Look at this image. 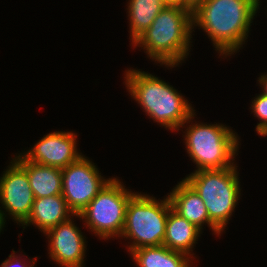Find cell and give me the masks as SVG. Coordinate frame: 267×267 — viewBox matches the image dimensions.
I'll list each match as a JSON object with an SVG mask.
<instances>
[{
	"label": "cell",
	"instance_id": "obj_3",
	"mask_svg": "<svg viewBox=\"0 0 267 267\" xmlns=\"http://www.w3.org/2000/svg\"><path fill=\"white\" fill-rule=\"evenodd\" d=\"M126 72L125 84L130 95L155 122L178 131L195 116V110L188 104V100L165 81L144 71L130 69Z\"/></svg>",
	"mask_w": 267,
	"mask_h": 267
},
{
	"label": "cell",
	"instance_id": "obj_17",
	"mask_svg": "<svg viewBox=\"0 0 267 267\" xmlns=\"http://www.w3.org/2000/svg\"><path fill=\"white\" fill-rule=\"evenodd\" d=\"M130 252L139 267H159L160 256H163V244L137 248Z\"/></svg>",
	"mask_w": 267,
	"mask_h": 267
},
{
	"label": "cell",
	"instance_id": "obj_1",
	"mask_svg": "<svg viewBox=\"0 0 267 267\" xmlns=\"http://www.w3.org/2000/svg\"><path fill=\"white\" fill-rule=\"evenodd\" d=\"M259 3V0H205L192 12V23L205 30L221 55L234 54L247 39Z\"/></svg>",
	"mask_w": 267,
	"mask_h": 267
},
{
	"label": "cell",
	"instance_id": "obj_14",
	"mask_svg": "<svg viewBox=\"0 0 267 267\" xmlns=\"http://www.w3.org/2000/svg\"><path fill=\"white\" fill-rule=\"evenodd\" d=\"M27 172L35 198L62 194V170L39 165L19 155L14 158Z\"/></svg>",
	"mask_w": 267,
	"mask_h": 267
},
{
	"label": "cell",
	"instance_id": "obj_7",
	"mask_svg": "<svg viewBox=\"0 0 267 267\" xmlns=\"http://www.w3.org/2000/svg\"><path fill=\"white\" fill-rule=\"evenodd\" d=\"M127 191L116 178L111 180L93 200L74 216L85 219L88 229L103 239L121 236L125 224L126 208L135 194Z\"/></svg>",
	"mask_w": 267,
	"mask_h": 267
},
{
	"label": "cell",
	"instance_id": "obj_24",
	"mask_svg": "<svg viewBox=\"0 0 267 267\" xmlns=\"http://www.w3.org/2000/svg\"><path fill=\"white\" fill-rule=\"evenodd\" d=\"M4 220H5L4 213L0 210V231L4 227L3 225H5Z\"/></svg>",
	"mask_w": 267,
	"mask_h": 267
},
{
	"label": "cell",
	"instance_id": "obj_19",
	"mask_svg": "<svg viewBox=\"0 0 267 267\" xmlns=\"http://www.w3.org/2000/svg\"><path fill=\"white\" fill-rule=\"evenodd\" d=\"M189 259L187 254L170 250L163 245V256H160L159 267H190Z\"/></svg>",
	"mask_w": 267,
	"mask_h": 267
},
{
	"label": "cell",
	"instance_id": "obj_20",
	"mask_svg": "<svg viewBox=\"0 0 267 267\" xmlns=\"http://www.w3.org/2000/svg\"><path fill=\"white\" fill-rule=\"evenodd\" d=\"M13 258V259H12ZM18 257H15V254L13 255V253L11 255H9V259H6L2 264L1 267H34L33 265H35L36 259L31 260L32 261V265H25L24 263H21L20 259H16Z\"/></svg>",
	"mask_w": 267,
	"mask_h": 267
},
{
	"label": "cell",
	"instance_id": "obj_22",
	"mask_svg": "<svg viewBox=\"0 0 267 267\" xmlns=\"http://www.w3.org/2000/svg\"><path fill=\"white\" fill-rule=\"evenodd\" d=\"M259 83L262 86L263 89V94L267 96V74L266 75H261V77H259Z\"/></svg>",
	"mask_w": 267,
	"mask_h": 267
},
{
	"label": "cell",
	"instance_id": "obj_11",
	"mask_svg": "<svg viewBox=\"0 0 267 267\" xmlns=\"http://www.w3.org/2000/svg\"><path fill=\"white\" fill-rule=\"evenodd\" d=\"M81 233L70 218L48 230L51 258L63 267H82L86 245Z\"/></svg>",
	"mask_w": 267,
	"mask_h": 267
},
{
	"label": "cell",
	"instance_id": "obj_9",
	"mask_svg": "<svg viewBox=\"0 0 267 267\" xmlns=\"http://www.w3.org/2000/svg\"><path fill=\"white\" fill-rule=\"evenodd\" d=\"M26 170L15 160L0 178V202L14 220L23 224L29 217L34 203Z\"/></svg>",
	"mask_w": 267,
	"mask_h": 267
},
{
	"label": "cell",
	"instance_id": "obj_16",
	"mask_svg": "<svg viewBox=\"0 0 267 267\" xmlns=\"http://www.w3.org/2000/svg\"><path fill=\"white\" fill-rule=\"evenodd\" d=\"M128 5L132 42L151 26L156 16L167 6L163 0H129Z\"/></svg>",
	"mask_w": 267,
	"mask_h": 267
},
{
	"label": "cell",
	"instance_id": "obj_21",
	"mask_svg": "<svg viewBox=\"0 0 267 267\" xmlns=\"http://www.w3.org/2000/svg\"><path fill=\"white\" fill-rule=\"evenodd\" d=\"M204 1L205 0H181V6L188 8L191 12H193Z\"/></svg>",
	"mask_w": 267,
	"mask_h": 267
},
{
	"label": "cell",
	"instance_id": "obj_13",
	"mask_svg": "<svg viewBox=\"0 0 267 267\" xmlns=\"http://www.w3.org/2000/svg\"><path fill=\"white\" fill-rule=\"evenodd\" d=\"M69 214L74 215L62 194L35 198L30 215L22 225L32 223L46 233L59 223L68 220Z\"/></svg>",
	"mask_w": 267,
	"mask_h": 267
},
{
	"label": "cell",
	"instance_id": "obj_18",
	"mask_svg": "<svg viewBox=\"0 0 267 267\" xmlns=\"http://www.w3.org/2000/svg\"><path fill=\"white\" fill-rule=\"evenodd\" d=\"M253 104V105H252ZM251 107L254 115L260 119V123L256 126V131L262 136L267 135V96L263 93L252 101Z\"/></svg>",
	"mask_w": 267,
	"mask_h": 267
},
{
	"label": "cell",
	"instance_id": "obj_15",
	"mask_svg": "<svg viewBox=\"0 0 267 267\" xmlns=\"http://www.w3.org/2000/svg\"><path fill=\"white\" fill-rule=\"evenodd\" d=\"M201 229L171 209L166 221L163 245L170 250L189 255L196 243Z\"/></svg>",
	"mask_w": 267,
	"mask_h": 267
},
{
	"label": "cell",
	"instance_id": "obj_5",
	"mask_svg": "<svg viewBox=\"0 0 267 267\" xmlns=\"http://www.w3.org/2000/svg\"><path fill=\"white\" fill-rule=\"evenodd\" d=\"M171 209L169 197L159 202L148 195L135 193L130 198L120 236L134 240L129 246V252L163 244L166 221Z\"/></svg>",
	"mask_w": 267,
	"mask_h": 267
},
{
	"label": "cell",
	"instance_id": "obj_4",
	"mask_svg": "<svg viewBox=\"0 0 267 267\" xmlns=\"http://www.w3.org/2000/svg\"><path fill=\"white\" fill-rule=\"evenodd\" d=\"M236 169L196 170L184 179L204 201L210 221L220 231L225 229L240 198Z\"/></svg>",
	"mask_w": 267,
	"mask_h": 267
},
{
	"label": "cell",
	"instance_id": "obj_6",
	"mask_svg": "<svg viewBox=\"0 0 267 267\" xmlns=\"http://www.w3.org/2000/svg\"><path fill=\"white\" fill-rule=\"evenodd\" d=\"M185 134L187 153L199 170L224 169L234 165L238 138L224 125H189Z\"/></svg>",
	"mask_w": 267,
	"mask_h": 267
},
{
	"label": "cell",
	"instance_id": "obj_12",
	"mask_svg": "<svg viewBox=\"0 0 267 267\" xmlns=\"http://www.w3.org/2000/svg\"><path fill=\"white\" fill-rule=\"evenodd\" d=\"M168 197L172 209L181 217L186 218L200 229L206 222L219 236L221 231L210 221L204 201L184 179L173 188Z\"/></svg>",
	"mask_w": 267,
	"mask_h": 267
},
{
	"label": "cell",
	"instance_id": "obj_23",
	"mask_svg": "<svg viewBox=\"0 0 267 267\" xmlns=\"http://www.w3.org/2000/svg\"><path fill=\"white\" fill-rule=\"evenodd\" d=\"M166 5H176L181 6V0H163Z\"/></svg>",
	"mask_w": 267,
	"mask_h": 267
},
{
	"label": "cell",
	"instance_id": "obj_8",
	"mask_svg": "<svg viewBox=\"0 0 267 267\" xmlns=\"http://www.w3.org/2000/svg\"><path fill=\"white\" fill-rule=\"evenodd\" d=\"M61 170L62 195L74 214H79L111 180L103 179L96 166L83 155Z\"/></svg>",
	"mask_w": 267,
	"mask_h": 267
},
{
	"label": "cell",
	"instance_id": "obj_2",
	"mask_svg": "<svg viewBox=\"0 0 267 267\" xmlns=\"http://www.w3.org/2000/svg\"><path fill=\"white\" fill-rule=\"evenodd\" d=\"M192 27V12L188 8L167 5L133 44L144 46L152 60L174 67L188 55Z\"/></svg>",
	"mask_w": 267,
	"mask_h": 267
},
{
	"label": "cell",
	"instance_id": "obj_10",
	"mask_svg": "<svg viewBox=\"0 0 267 267\" xmlns=\"http://www.w3.org/2000/svg\"><path fill=\"white\" fill-rule=\"evenodd\" d=\"M76 136L72 132L49 133L22 156L39 165L63 169L82 156L77 152Z\"/></svg>",
	"mask_w": 267,
	"mask_h": 267
}]
</instances>
